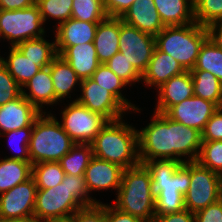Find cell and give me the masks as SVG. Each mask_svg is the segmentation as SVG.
I'll use <instances>...</instances> for the list:
<instances>
[{
    "label": "cell",
    "mask_w": 222,
    "mask_h": 222,
    "mask_svg": "<svg viewBox=\"0 0 222 222\" xmlns=\"http://www.w3.org/2000/svg\"><path fill=\"white\" fill-rule=\"evenodd\" d=\"M130 88L142 81V75L132 66L125 56L119 51L106 64Z\"/></svg>",
    "instance_id": "38"
},
{
    "label": "cell",
    "mask_w": 222,
    "mask_h": 222,
    "mask_svg": "<svg viewBox=\"0 0 222 222\" xmlns=\"http://www.w3.org/2000/svg\"><path fill=\"white\" fill-rule=\"evenodd\" d=\"M173 160L196 161L201 149V132L172 120Z\"/></svg>",
    "instance_id": "23"
},
{
    "label": "cell",
    "mask_w": 222,
    "mask_h": 222,
    "mask_svg": "<svg viewBox=\"0 0 222 222\" xmlns=\"http://www.w3.org/2000/svg\"><path fill=\"white\" fill-rule=\"evenodd\" d=\"M8 47L7 57L5 58L0 54V61L15 81L23 87L41 68L34 64V61L26 58L16 46Z\"/></svg>",
    "instance_id": "28"
},
{
    "label": "cell",
    "mask_w": 222,
    "mask_h": 222,
    "mask_svg": "<svg viewBox=\"0 0 222 222\" xmlns=\"http://www.w3.org/2000/svg\"><path fill=\"white\" fill-rule=\"evenodd\" d=\"M124 168L106 160L92 157L85 170L86 186L91 197L95 192H108L111 189L117 195ZM93 192V193H92Z\"/></svg>",
    "instance_id": "15"
},
{
    "label": "cell",
    "mask_w": 222,
    "mask_h": 222,
    "mask_svg": "<svg viewBox=\"0 0 222 222\" xmlns=\"http://www.w3.org/2000/svg\"><path fill=\"white\" fill-rule=\"evenodd\" d=\"M98 23L70 18L51 30L56 46H75L94 41ZM55 29V30H54Z\"/></svg>",
    "instance_id": "25"
},
{
    "label": "cell",
    "mask_w": 222,
    "mask_h": 222,
    "mask_svg": "<svg viewBox=\"0 0 222 222\" xmlns=\"http://www.w3.org/2000/svg\"><path fill=\"white\" fill-rule=\"evenodd\" d=\"M185 71L177 60L155 47L147 70L142 74V87L156 90L171 77Z\"/></svg>",
    "instance_id": "19"
},
{
    "label": "cell",
    "mask_w": 222,
    "mask_h": 222,
    "mask_svg": "<svg viewBox=\"0 0 222 222\" xmlns=\"http://www.w3.org/2000/svg\"><path fill=\"white\" fill-rule=\"evenodd\" d=\"M208 38L222 50V20L213 22L207 27Z\"/></svg>",
    "instance_id": "48"
},
{
    "label": "cell",
    "mask_w": 222,
    "mask_h": 222,
    "mask_svg": "<svg viewBox=\"0 0 222 222\" xmlns=\"http://www.w3.org/2000/svg\"><path fill=\"white\" fill-rule=\"evenodd\" d=\"M22 95V87L9 74L0 61V106L13 101Z\"/></svg>",
    "instance_id": "41"
},
{
    "label": "cell",
    "mask_w": 222,
    "mask_h": 222,
    "mask_svg": "<svg viewBox=\"0 0 222 222\" xmlns=\"http://www.w3.org/2000/svg\"><path fill=\"white\" fill-rule=\"evenodd\" d=\"M22 95L41 113L55 106V91L50 74V65L39 70L23 87ZM46 106V107H45ZM46 108V109H45Z\"/></svg>",
    "instance_id": "20"
},
{
    "label": "cell",
    "mask_w": 222,
    "mask_h": 222,
    "mask_svg": "<svg viewBox=\"0 0 222 222\" xmlns=\"http://www.w3.org/2000/svg\"><path fill=\"white\" fill-rule=\"evenodd\" d=\"M62 107L59 122L75 144H91L109 122L101 114L92 112L77 101H68L64 109Z\"/></svg>",
    "instance_id": "9"
},
{
    "label": "cell",
    "mask_w": 222,
    "mask_h": 222,
    "mask_svg": "<svg viewBox=\"0 0 222 222\" xmlns=\"http://www.w3.org/2000/svg\"><path fill=\"white\" fill-rule=\"evenodd\" d=\"M112 204L122 212L154 222L155 194L150 171L144 164L124 169Z\"/></svg>",
    "instance_id": "4"
},
{
    "label": "cell",
    "mask_w": 222,
    "mask_h": 222,
    "mask_svg": "<svg viewBox=\"0 0 222 222\" xmlns=\"http://www.w3.org/2000/svg\"><path fill=\"white\" fill-rule=\"evenodd\" d=\"M50 74L55 91V105L61 106L62 104L60 103H63V105H65L66 103H64V99L66 100V102L76 101V97L74 96L76 91L79 92L78 89H80L81 80L77 76L76 72L61 56L58 55L51 62ZM67 98H69V100H67Z\"/></svg>",
    "instance_id": "22"
},
{
    "label": "cell",
    "mask_w": 222,
    "mask_h": 222,
    "mask_svg": "<svg viewBox=\"0 0 222 222\" xmlns=\"http://www.w3.org/2000/svg\"><path fill=\"white\" fill-rule=\"evenodd\" d=\"M202 141H222V109L219 108L201 132Z\"/></svg>",
    "instance_id": "43"
},
{
    "label": "cell",
    "mask_w": 222,
    "mask_h": 222,
    "mask_svg": "<svg viewBox=\"0 0 222 222\" xmlns=\"http://www.w3.org/2000/svg\"><path fill=\"white\" fill-rule=\"evenodd\" d=\"M195 22L207 27L222 20V0H193Z\"/></svg>",
    "instance_id": "39"
},
{
    "label": "cell",
    "mask_w": 222,
    "mask_h": 222,
    "mask_svg": "<svg viewBox=\"0 0 222 222\" xmlns=\"http://www.w3.org/2000/svg\"><path fill=\"white\" fill-rule=\"evenodd\" d=\"M106 17L104 0H72L71 18L99 23Z\"/></svg>",
    "instance_id": "37"
},
{
    "label": "cell",
    "mask_w": 222,
    "mask_h": 222,
    "mask_svg": "<svg viewBox=\"0 0 222 222\" xmlns=\"http://www.w3.org/2000/svg\"><path fill=\"white\" fill-rule=\"evenodd\" d=\"M37 186L31 177L0 194V218H34Z\"/></svg>",
    "instance_id": "13"
},
{
    "label": "cell",
    "mask_w": 222,
    "mask_h": 222,
    "mask_svg": "<svg viewBox=\"0 0 222 222\" xmlns=\"http://www.w3.org/2000/svg\"><path fill=\"white\" fill-rule=\"evenodd\" d=\"M190 71H207L222 82V50L207 38L200 48L196 65Z\"/></svg>",
    "instance_id": "33"
},
{
    "label": "cell",
    "mask_w": 222,
    "mask_h": 222,
    "mask_svg": "<svg viewBox=\"0 0 222 222\" xmlns=\"http://www.w3.org/2000/svg\"><path fill=\"white\" fill-rule=\"evenodd\" d=\"M220 200L222 201V175H221V183H220Z\"/></svg>",
    "instance_id": "52"
},
{
    "label": "cell",
    "mask_w": 222,
    "mask_h": 222,
    "mask_svg": "<svg viewBox=\"0 0 222 222\" xmlns=\"http://www.w3.org/2000/svg\"><path fill=\"white\" fill-rule=\"evenodd\" d=\"M150 122L137 129L140 163L149 160H173L172 119L153 112Z\"/></svg>",
    "instance_id": "7"
},
{
    "label": "cell",
    "mask_w": 222,
    "mask_h": 222,
    "mask_svg": "<svg viewBox=\"0 0 222 222\" xmlns=\"http://www.w3.org/2000/svg\"><path fill=\"white\" fill-rule=\"evenodd\" d=\"M46 29L37 4L18 10L0 9V37L9 46L43 37Z\"/></svg>",
    "instance_id": "8"
},
{
    "label": "cell",
    "mask_w": 222,
    "mask_h": 222,
    "mask_svg": "<svg viewBox=\"0 0 222 222\" xmlns=\"http://www.w3.org/2000/svg\"><path fill=\"white\" fill-rule=\"evenodd\" d=\"M154 222H196L195 215L187 209L166 215H155Z\"/></svg>",
    "instance_id": "47"
},
{
    "label": "cell",
    "mask_w": 222,
    "mask_h": 222,
    "mask_svg": "<svg viewBox=\"0 0 222 222\" xmlns=\"http://www.w3.org/2000/svg\"><path fill=\"white\" fill-rule=\"evenodd\" d=\"M32 176L31 162L0 158V194L26 182Z\"/></svg>",
    "instance_id": "30"
},
{
    "label": "cell",
    "mask_w": 222,
    "mask_h": 222,
    "mask_svg": "<svg viewBox=\"0 0 222 222\" xmlns=\"http://www.w3.org/2000/svg\"><path fill=\"white\" fill-rule=\"evenodd\" d=\"M207 38V28L196 22L183 26H165L155 36L156 47L189 71L195 67L200 48Z\"/></svg>",
    "instance_id": "6"
},
{
    "label": "cell",
    "mask_w": 222,
    "mask_h": 222,
    "mask_svg": "<svg viewBox=\"0 0 222 222\" xmlns=\"http://www.w3.org/2000/svg\"><path fill=\"white\" fill-rule=\"evenodd\" d=\"M41 113L33 123L29 143L31 164L41 162H59L75 145L63 130L56 114Z\"/></svg>",
    "instance_id": "5"
},
{
    "label": "cell",
    "mask_w": 222,
    "mask_h": 222,
    "mask_svg": "<svg viewBox=\"0 0 222 222\" xmlns=\"http://www.w3.org/2000/svg\"><path fill=\"white\" fill-rule=\"evenodd\" d=\"M126 118L109 121L91 143L94 157L124 169L140 164L137 127Z\"/></svg>",
    "instance_id": "3"
},
{
    "label": "cell",
    "mask_w": 222,
    "mask_h": 222,
    "mask_svg": "<svg viewBox=\"0 0 222 222\" xmlns=\"http://www.w3.org/2000/svg\"><path fill=\"white\" fill-rule=\"evenodd\" d=\"M106 222H149L117 209L112 203H106Z\"/></svg>",
    "instance_id": "45"
},
{
    "label": "cell",
    "mask_w": 222,
    "mask_h": 222,
    "mask_svg": "<svg viewBox=\"0 0 222 222\" xmlns=\"http://www.w3.org/2000/svg\"><path fill=\"white\" fill-rule=\"evenodd\" d=\"M57 53L76 72L80 80L91 78L101 64L93 42L75 46H56Z\"/></svg>",
    "instance_id": "18"
},
{
    "label": "cell",
    "mask_w": 222,
    "mask_h": 222,
    "mask_svg": "<svg viewBox=\"0 0 222 222\" xmlns=\"http://www.w3.org/2000/svg\"><path fill=\"white\" fill-rule=\"evenodd\" d=\"M164 26H183L195 22L193 0H153Z\"/></svg>",
    "instance_id": "26"
},
{
    "label": "cell",
    "mask_w": 222,
    "mask_h": 222,
    "mask_svg": "<svg viewBox=\"0 0 222 222\" xmlns=\"http://www.w3.org/2000/svg\"><path fill=\"white\" fill-rule=\"evenodd\" d=\"M194 86V95L222 105V82L207 71H190Z\"/></svg>",
    "instance_id": "31"
},
{
    "label": "cell",
    "mask_w": 222,
    "mask_h": 222,
    "mask_svg": "<svg viewBox=\"0 0 222 222\" xmlns=\"http://www.w3.org/2000/svg\"><path fill=\"white\" fill-rule=\"evenodd\" d=\"M79 92L76 101L92 112L101 114L108 121H116L126 117L128 113L131 114L111 92L91 78L81 80Z\"/></svg>",
    "instance_id": "12"
},
{
    "label": "cell",
    "mask_w": 222,
    "mask_h": 222,
    "mask_svg": "<svg viewBox=\"0 0 222 222\" xmlns=\"http://www.w3.org/2000/svg\"><path fill=\"white\" fill-rule=\"evenodd\" d=\"M74 222H106V203L81 207L74 213Z\"/></svg>",
    "instance_id": "42"
},
{
    "label": "cell",
    "mask_w": 222,
    "mask_h": 222,
    "mask_svg": "<svg viewBox=\"0 0 222 222\" xmlns=\"http://www.w3.org/2000/svg\"><path fill=\"white\" fill-rule=\"evenodd\" d=\"M33 126L24 127L21 129L13 130L7 133L0 134V139L6 137L9 146L14 151L11 156L5 158L21 160L24 162H31L29 155V143L31 138ZM17 152V153H16ZM15 153V154H14Z\"/></svg>",
    "instance_id": "36"
},
{
    "label": "cell",
    "mask_w": 222,
    "mask_h": 222,
    "mask_svg": "<svg viewBox=\"0 0 222 222\" xmlns=\"http://www.w3.org/2000/svg\"><path fill=\"white\" fill-rule=\"evenodd\" d=\"M91 79L99 86H102L107 91L111 92L132 114L141 113L143 111L131 99H128L124 94L128 85L123 82L116 74H114L105 64H100L97 70L91 76ZM124 92V93H123ZM137 105V106H136Z\"/></svg>",
    "instance_id": "29"
},
{
    "label": "cell",
    "mask_w": 222,
    "mask_h": 222,
    "mask_svg": "<svg viewBox=\"0 0 222 222\" xmlns=\"http://www.w3.org/2000/svg\"><path fill=\"white\" fill-rule=\"evenodd\" d=\"M36 0H0V9L18 10L33 6Z\"/></svg>",
    "instance_id": "49"
},
{
    "label": "cell",
    "mask_w": 222,
    "mask_h": 222,
    "mask_svg": "<svg viewBox=\"0 0 222 222\" xmlns=\"http://www.w3.org/2000/svg\"><path fill=\"white\" fill-rule=\"evenodd\" d=\"M119 51L142 75L156 47L155 36L124 23L120 18Z\"/></svg>",
    "instance_id": "11"
},
{
    "label": "cell",
    "mask_w": 222,
    "mask_h": 222,
    "mask_svg": "<svg viewBox=\"0 0 222 222\" xmlns=\"http://www.w3.org/2000/svg\"><path fill=\"white\" fill-rule=\"evenodd\" d=\"M46 36L26 40L16 45L26 58L34 61V64L41 69L51 65L58 56L55 36L51 41Z\"/></svg>",
    "instance_id": "27"
},
{
    "label": "cell",
    "mask_w": 222,
    "mask_h": 222,
    "mask_svg": "<svg viewBox=\"0 0 222 222\" xmlns=\"http://www.w3.org/2000/svg\"><path fill=\"white\" fill-rule=\"evenodd\" d=\"M218 109L215 103L193 95L170 107L164 114L176 122L202 132L208 120Z\"/></svg>",
    "instance_id": "14"
},
{
    "label": "cell",
    "mask_w": 222,
    "mask_h": 222,
    "mask_svg": "<svg viewBox=\"0 0 222 222\" xmlns=\"http://www.w3.org/2000/svg\"><path fill=\"white\" fill-rule=\"evenodd\" d=\"M0 222H37V221L34 218H26V219L0 218Z\"/></svg>",
    "instance_id": "51"
},
{
    "label": "cell",
    "mask_w": 222,
    "mask_h": 222,
    "mask_svg": "<svg viewBox=\"0 0 222 222\" xmlns=\"http://www.w3.org/2000/svg\"><path fill=\"white\" fill-rule=\"evenodd\" d=\"M194 215L196 222H222V201L219 199Z\"/></svg>",
    "instance_id": "44"
},
{
    "label": "cell",
    "mask_w": 222,
    "mask_h": 222,
    "mask_svg": "<svg viewBox=\"0 0 222 222\" xmlns=\"http://www.w3.org/2000/svg\"><path fill=\"white\" fill-rule=\"evenodd\" d=\"M196 161L222 175V141H202Z\"/></svg>",
    "instance_id": "40"
},
{
    "label": "cell",
    "mask_w": 222,
    "mask_h": 222,
    "mask_svg": "<svg viewBox=\"0 0 222 222\" xmlns=\"http://www.w3.org/2000/svg\"><path fill=\"white\" fill-rule=\"evenodd\" d=\"M42 222H74V214L61 216V217H52Z\"/></svg>",
    "instance_id": "50"
},
{
    "label": "cell",
    "mask_w": 222,
    "mask_h": 222,
    "mask_svg": "<svg viewBox=\"0 0 222 222\" xmlns=\"http://www.w3.org/2000/svg\"><path fill=\"white\" fill-rule=\"evenodd\" d=\"M102 203L91 197L86 186L85 176L65 174L62 182L48 189H37L34 219L42 222L48 218L74 214L83 206Z\"/></svg>",
    "instance_id": "2"
},
{
    "label": "cell",
    "mask_w": 222,
    "mask_h": 222,
    "mask_svg": "<svg viewBox=\"0 0 222 222\" xmlns=\"http://www.w3.org/2000/svg\"><path fill=\"white\" fill-rule=\"evenodd\" d=\"M135 0H104V10L108 17H121Z\"/></svg>",
    "instance_id": "46"
},
{
    "label": "cell",
    "mask_w": 222,
    "mask_h": 222,
    "mask_svg": "<svg viewBox=\"0 0 222 222\" xmlns=\"http://www.w3.org/2000/svg\"><path fill=\"white\" fill-rule=\"evenodd\" d=\"M41 112L23 95L0 106V134L33 126Z\"/></svg>",
    "instance_id": "17"
},
{
    "label": "cell",
    "mask_w": 222,
    "mask_h": 222,
    "mask_svg": "<svg viewBox=\"0 0 222 222\" xmlns=\"http://www.w3.org/2000/svg\"><path fill=\"white\" fill-rule=\"evenodd\" d=\"M120 18L124 23L154 36L165 27L153 0H135Z\"/></svg>",
    "instance_id": "21"
},
{
    "label": "cell",
    "mask_w": 222,
    "mask_h": 222,
    "mask_svg": "<svg viewBox=\"0 0 222 222\" xmlns=\"http://www.w3.org/2000/svg\"><path fill=\"white\" fill-rule=\"evenodd\" d=\"M36 4L39 7L44 24L53 20L55 22L52 23H56L54 24L56 28L71 18L72 0H36Z\"/></svg>",
    "instance_id": "35"
},
{
    "label": "cell",
    "mask_w": 222,
    "mask_h": 222,
    "mask_svg": "<svg viewBox=\"0 0 222 222\" xmlns=\"http://www.w3.org/2000/svg\"><path fill=\"white\" fill-rule=\"evenodd\" d=\"M150 171L155 194V215H166L185 209L184 195L191 179V162L149 160L143 163Z\"/></svg>",
    "instance_id": "1"
},
{
    "label": "cell",
    "mask_w": 222,
    "mask_h": 222,
    "mask_svg": "<svg viewBox=\"0 0 222 222\" xmlns=\"http://www.w3.org/2000/svg\"><path fill=\"white\" fill-rule=\"evenodd\" d=\"M65 176L59 162H41L32 165V178L37 189H48L60 184Z\"/></svg>",
    "instance_id": "34"
},
{
    "label": "cell",
    "mask_w": 222,
    "mask_h": 222,
    "mask_svg": "<svg viewBox=\"0 0 222 222\" xmlns=\"http://www.w3.org/2000/svg\"><path fill=\"white\" fill-rule=\"evenodd\" d=\"M93 157L91 144H75L59 163L67 175L80 176L85 173L89 161Z\"/></svg>",
    "instance_id": "32"
},
{
    "label": "cell",
    "mask_w": 222,
    "mask_h": 222,
    "mask_svg": "<svg viewBox=\"0 0 222 222\" xmlns=\"http://www.w3.org/2000/svg\"><path fill=\"white\" fill-rule=\"evenodd\" d=\"M120 17H106L98 23L94 38V46L98 60L106 64L119 52Z\"/></svg>",
    "instance_id": "24"
},
{
    "label": "cell",
    "mask_w": 222,
    "mask_h": 222,
    "mask_svg": "<svg viewBox=\"0 0 222 222\" xmlns=\"http://www.w3.org/2000/svg\"><path fill=\"white\" fill-rule=\"evenodd\" d=\"M221 175L191 161V179L184 195L185 209L197 212L220 199Z\"/></svg>",
    "instance_id": "10"
},
{
    "label": "cell",
    "mask_w": 222,
    "mask_h": 222,
    "mask_svg": "<svg viewBox=\"0 0 222 222\" xmlns=\"http://www.w3.org/2000/svg\"><path fill=\"white\" fill-rule=\"evenodd\" d=\"M155 107L153 112L165 113L170 107L181 103L194 95L191 72H185L171 77L155 91Z\"/></svg>",
    "instance_id": "16"
}]
</instances>
